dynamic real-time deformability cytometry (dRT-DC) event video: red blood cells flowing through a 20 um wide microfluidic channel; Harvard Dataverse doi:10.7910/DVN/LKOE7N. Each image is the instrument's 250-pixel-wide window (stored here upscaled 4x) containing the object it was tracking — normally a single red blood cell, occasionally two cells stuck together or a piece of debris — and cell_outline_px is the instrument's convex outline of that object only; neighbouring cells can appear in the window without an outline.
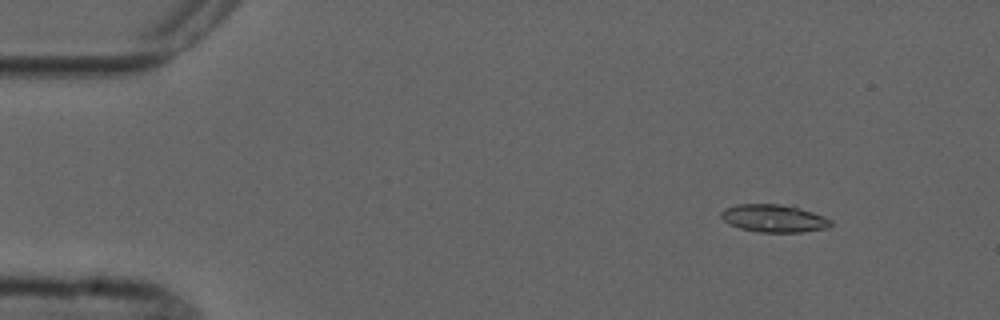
{"species": "common noctule bat (a hibernating species)", "species_latin": "Nyctalus noctula", "temperature_condition": "cold", "stored_images_in_passage": 5, "camera_frame_rate_fps": 3000, "um_per_image_px": 0.085, "animal": {"sex": "male", "forearm_length_mm": 52.5}, "frame": {"image": 1, "passage_image": 2, "time_ms": 1.0, "image_size_px": [1000, 320], "cell_outline_px": [[832, 224], [828, 228], [800, 232], [756, 232], [740, 228], [728, 224], [720, 216], [720, 212], [724, 208], [736, 204], [792, 204], [832, 220]], "centroid_in_image_um": [65.76, 18.54], "position_along_channel_um": 19.2, "area_um2": 17.98}}
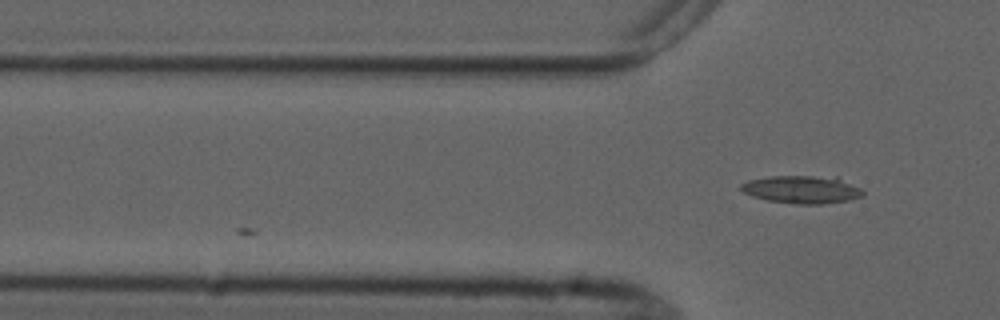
{"frame": {"image": 2, "passage_image": 5, "time_ms": 4.333, "image_size_px": [1000, 320], "cell_outline_px": [[864, 196], [848, 200], [824, 204], [796, 204], [768, 200], [752, 196], [744, 192], [740, 188], [740, 184], [748, 180], [768, 176], [836, 176], [860, 188], [864, 192]], "centroid_in_image_um": [68.18, 16.1], "position_along_channel_um": 57.6, "area_um2": 19.88}}